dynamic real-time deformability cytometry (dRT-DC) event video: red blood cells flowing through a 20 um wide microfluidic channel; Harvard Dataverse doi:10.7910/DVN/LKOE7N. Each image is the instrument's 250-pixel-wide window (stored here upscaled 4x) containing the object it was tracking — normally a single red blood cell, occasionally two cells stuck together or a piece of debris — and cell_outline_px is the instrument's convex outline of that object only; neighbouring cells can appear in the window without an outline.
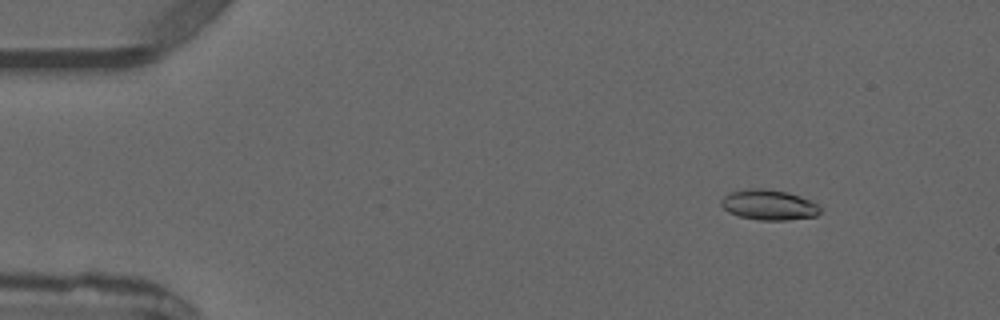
{"species": "common noctule bat (a hibernating species)", "species_latin": "Nyctalus noctula", "temperature_condition": "warm", "stored_images_in_passage": 5, "camera_frame_rate_fps": 3000, "um_per_image_px": 0.085, "animal": {"sex": "male", "forearm_length_mm": 52.5}, "frame": {"image": 1, "passage_image": 2, "time_ms": 1.333, "image_size_px": [1000, 320], "cell_outline_px": [[820, 212], [816, 216], [784, 220], [760, 220], [740, 216], [728, 212], [720, 204], [720, 200], [724, 196], [732, 192], [748, 188], [764, 188], [788, 192], [800, 196], [816, 204], [820, 208]], "centroid_in_image_um": [65.32, 17.4], "position_along_channel_um": 19.7, "area_um2": 17.34}}
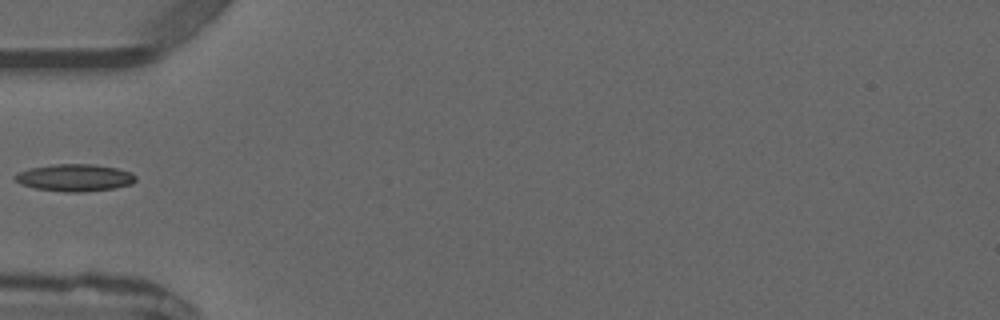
{"frame": {"image": 2, "passage_image": 5, "time_ms": 4.667, "image_size_px": [1000, 320], "cell_outline_px": [[136, 180], [132, 184], [112, 188], [84, 192], [64, 192], [36, 188], [20, 184], [16, 180], [16, 172], [28, 168], [52, 164], [96, 164], [116, 168], [132, 172], [136, 176]], "centroid_in_image_um": [6.36, 15.09], "position_along_channel_um": 78.6, "area_um2": 19.19}}